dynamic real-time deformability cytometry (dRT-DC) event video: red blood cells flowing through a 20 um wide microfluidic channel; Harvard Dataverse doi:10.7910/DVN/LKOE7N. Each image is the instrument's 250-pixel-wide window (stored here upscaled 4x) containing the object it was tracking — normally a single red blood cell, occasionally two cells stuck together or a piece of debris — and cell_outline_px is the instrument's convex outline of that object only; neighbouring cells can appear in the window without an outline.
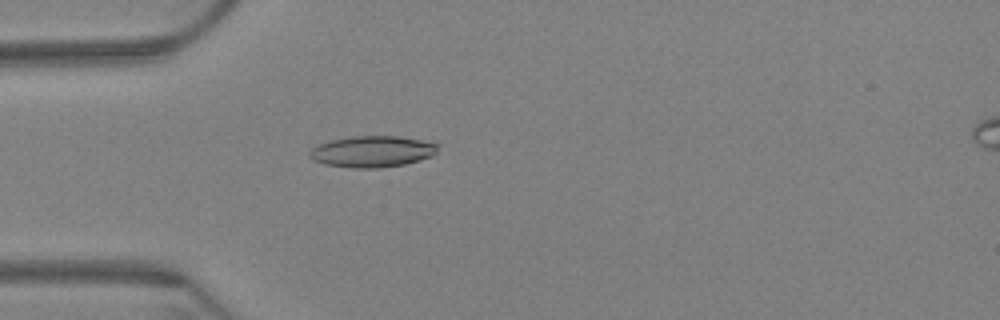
{"species": "Egyptian fruit bat (a non-hibernating species)", "species_latin": "Rousettus aegyptiacus", "temperature_condition": "warm", "stored_images_in_passage": 64, "camera_frame_rate_fps": 3000, "um_per_image_px": 0.085, "animal": {"sex": "female"}, "frame": {"image": 1, "passage_image": 19, "time_ms": 6.0, "image_size_px": [1000, 320], "cell_outline_px": [[440, 144], [436, 152], [432, 156], [420, 160], [404, 164], [380, 168], [356, 168], [324, 164], [312, 160], [308, 152], [312, 148], [320, 144], [332, 140], [352, 136], [400, 136]], "centroid_in_image_um": [31.65, 12.88], "position_along_channel_um": 53.3, "area_um2": 23.35}}
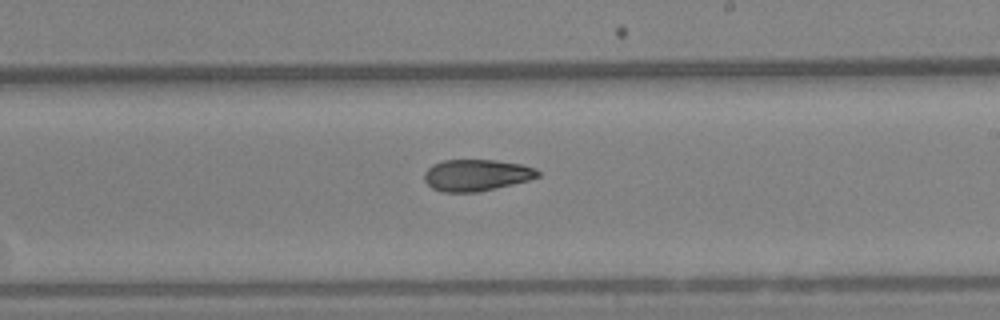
{"frame": {"image": 2, "passage_image": 38, "time_ms": 12.333, "image_size_px": [1000, 320], "cell_outline_px": [[540, 176], [528, 180], [480, 192], [440, 192], [432, 188], [424, 180], [424, 172], [432, 164], [444, 160], [496, 160], [520, 164], [536, 168], [540, 172]], "centroid_in_image_um": [40.48, 14.89], "position_along_channel_um": 248.5, "area_um2": 20.98}}
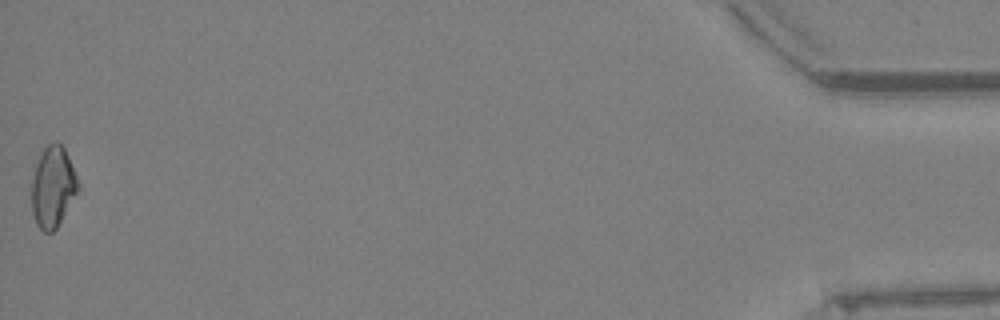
{"frame": {"image": 3, "passage_image": 64, "time_ms": 21.0, "image_size_px": [1000, 320], "cell_outline_px": [[80, 192], [56, 228], [52, 232], [44, 232], [36, 224], [32, 212], [32, 180], [36, 164], [44, 148], [52, 140], [56, 140], [64, 148], [68, 156], [80, 184]], "centroid_in_image_um": [4.53, 15.89], "position_along_channel_um": 430.7, "area_um2": 22.14}, "authors_computed_cell_mechanics": {"area_um2": 21.5305, "velocity_mm_per_s": 3.2203, "shape_relaxation_time_tau1_ms": null, "shape_relaxation_time_tau2_ms": 6.7297, "deformation_change_tau1": null, "deformation_change_tau2": 0.1249}}